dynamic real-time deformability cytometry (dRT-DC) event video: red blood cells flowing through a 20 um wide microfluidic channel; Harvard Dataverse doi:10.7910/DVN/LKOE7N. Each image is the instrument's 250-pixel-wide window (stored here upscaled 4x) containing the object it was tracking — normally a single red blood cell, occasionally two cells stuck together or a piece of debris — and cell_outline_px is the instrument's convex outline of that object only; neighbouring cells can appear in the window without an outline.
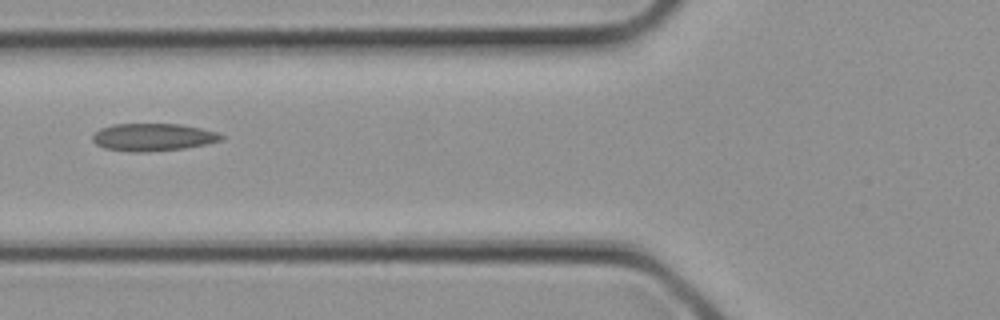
{"species": "common noctule bat (a hibernating species)", "species_latin": "Nyctalus noctula", "temperature_condition": "cold", "stored_images_in_passage": 4, "camera_frame_rate_fps": 3000, "um_per_image_px": 0.085, "animal": {"sex": "female", "body_mass_g": 21.9}, "frame": {"image": 1, "passage_image": 4, "time_ms": 1.0, "image_size_px": [1000, 320], "cell_outline_px": [[224, 140], [208, 144], [184, 148], [148, 152], [128, 152], [104, 148], [96, 144], [92, 140], [92, 136], [100, 128], [112, 124], [180, 124], [200, 128], [216, 132], [224, 136]], "centroid_in_image_um": [13.0, 11.66], "position_along_channel_um": 112.8, "area_um2": 20.81}}